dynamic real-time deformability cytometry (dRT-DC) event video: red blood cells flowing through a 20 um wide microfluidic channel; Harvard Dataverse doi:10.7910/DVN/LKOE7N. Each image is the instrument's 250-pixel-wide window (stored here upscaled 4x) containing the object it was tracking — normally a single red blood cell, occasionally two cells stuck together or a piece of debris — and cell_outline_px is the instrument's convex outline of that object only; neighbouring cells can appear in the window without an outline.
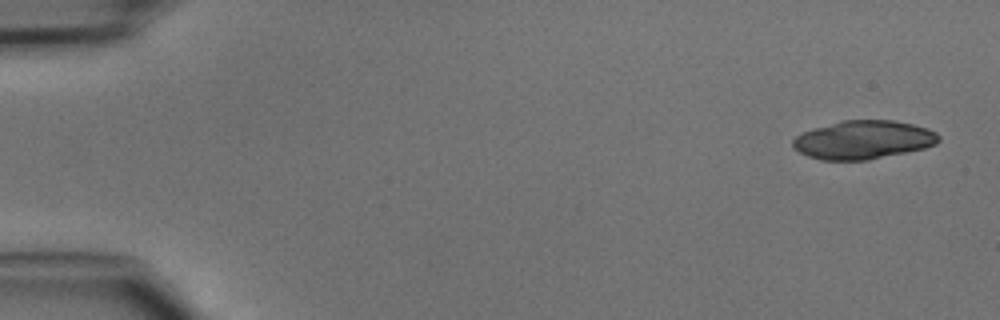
{"species": "common noctule bat (a hibernating species)", "species_latin": "Nyctalus noctula", "temperature_condition": "cold", "stored_images_in_passage": 23, "camera_frame_rate_fps": 3000, "um_per_image_px": 0.085, "animal": {"sex": "male", "body_mass_g": 15.6}, "frame": {"image": 1, "passage_image": 1, "time_ms": 0.0, "image_size_px": [1000, 320], "cell_outline_px": [[940, 140], [936, 144], [924, 148], [868, 160], [820, 160], [808, 156], [792, 148], [792, 140], [796, 136], [804, 132], [816, 128], [844, 120], [892, 120], [912, 124], [928, 128], [936, 132], [940, 136]], "centroid_in_image_um": [73.39, 11.89], "position_along_channel_um": 11.6, "area_um2": 32.54}}